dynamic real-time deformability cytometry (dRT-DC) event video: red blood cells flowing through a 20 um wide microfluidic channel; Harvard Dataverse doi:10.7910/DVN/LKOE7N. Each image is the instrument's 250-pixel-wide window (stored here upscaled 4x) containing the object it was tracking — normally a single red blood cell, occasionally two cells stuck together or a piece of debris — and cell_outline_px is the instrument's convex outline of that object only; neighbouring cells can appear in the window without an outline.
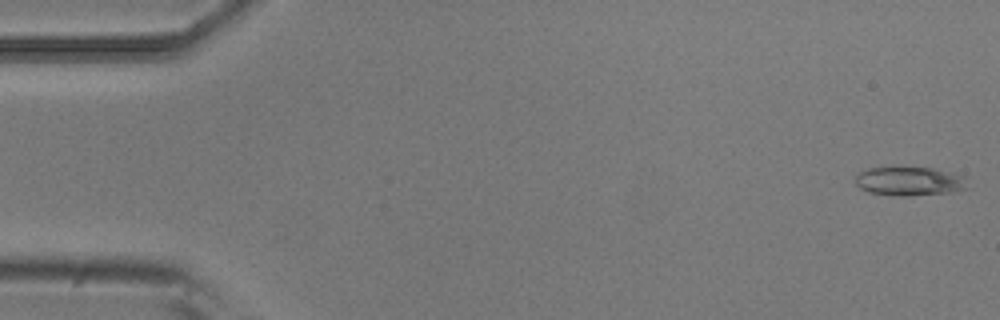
{"species": "common noctule bat (a hibernating species)", "species_latin": "Nyctalus noctula", "temperature_condition": "room temperature", "stored_images_in_passage": 4, "camera_frame_rate_fps": 3000, "um_per_image_px": 0.085, "animal": {"sex": "male", "body_mass_g": 20.5, "forearm_length_mm": 52.5}, "frame": {"image": 1, "passage_image": 1, "time_ms": 0.0, "image_size_px": [1000, 320], "cell_outline_px": [[968, 188], [952, 192], [908, 196], [900, 196], [868, 192], [860, 188], [856, 184], [856, 176], [860, 172], [868, 168], [892, 164], [932, 168], [964, 176]], "centroid_in_image_um": [77.26, 15.36], "position_along_channel_um": 7.7, "area_um2": 19.54}}